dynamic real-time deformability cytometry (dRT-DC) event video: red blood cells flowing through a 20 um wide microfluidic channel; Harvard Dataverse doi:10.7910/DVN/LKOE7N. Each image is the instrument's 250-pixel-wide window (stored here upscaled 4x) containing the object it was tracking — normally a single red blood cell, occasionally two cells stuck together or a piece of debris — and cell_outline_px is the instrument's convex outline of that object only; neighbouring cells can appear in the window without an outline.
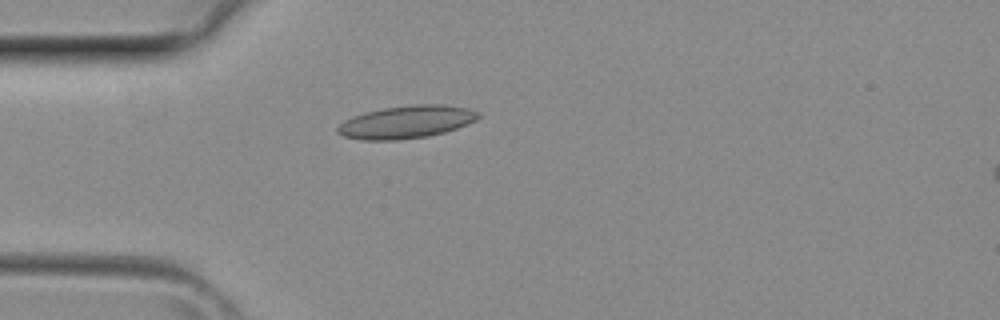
{"species": "common noctule bat (a hibernating species)", "species_latin": "Nyctalus noctula", "temperature_condition": "room temperature", "stored_images_in_passage": 30, "camera_frame_rate_fps": 3000, "um_per_image_px": 0.085, "animal": {"sex": "female", "body_mass_g": 29.2, "forearm_length_mm": 56.3}, "frame": {"image": 1, "passage_image": 1, "time_ms": 0.0, "image_size_px": [1000, 320], "cell_outline_px": [[480, 116], [476, 120], [468, 124], [444, 132], [428, 136], [396, 140], [360, 140], [344, 136], [336, 132], [336, 128], [344, 120], [352, 116], [364, 112], [384, 108], [412, 104], [444, 104], [468, 108], [480, 112]], "centroid_in_image_um": [34.54, 10.36], "position_along_channel_um": 50.5, "area_um2": 26.99}}
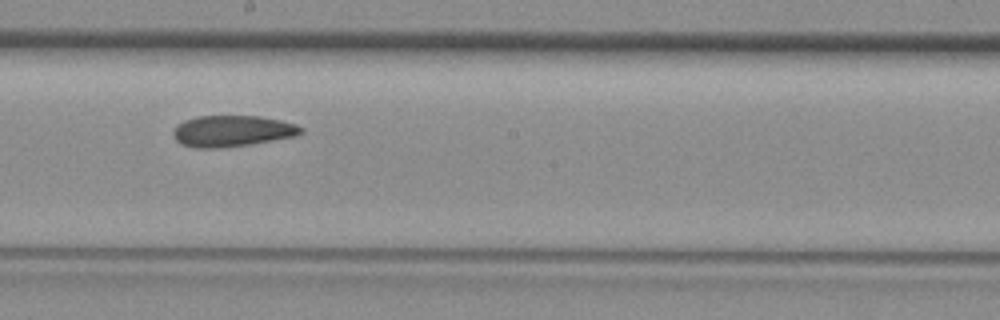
{"frame": {"image": 2, "passage_image": 12, "time_ms": 3.667, "image_size_px": [1000, 320], "cell_outline_px": [[304, 132], [296, 136], [248, 144], [220, 148], [192, 148], [180, 144], [176, 140], [172, 132], [176, 124], [184, 120], [196, 116], [260, 116], [280, 120], [296, 124], [304, 128]], "centroid_in_image_um": [19.71, 11.13], "position_along_channel_um": 228.5, "area_um2": 23.41}}
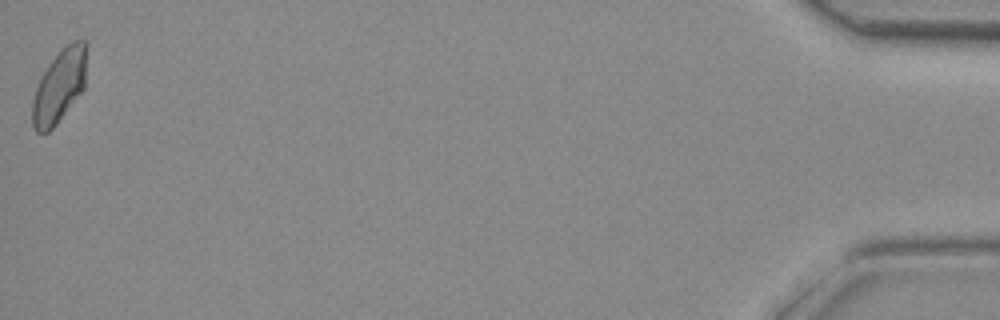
{"frame": {"image": 3, "passage_image": 30, "time_ms": 9.667, "image_size_px": [1000, 320], "cell_outline_px": [[88, 44], [84, 88], [56, 124], [48, 132], [36, 132], [32, 128], [32, 100], [40, 76], [60, 48], [76, 40], [88, 40]], "centroid_in_image_um": [5.05, 7.27], "position_along_channel_um": 430.1, "area_um2": 23.35}}